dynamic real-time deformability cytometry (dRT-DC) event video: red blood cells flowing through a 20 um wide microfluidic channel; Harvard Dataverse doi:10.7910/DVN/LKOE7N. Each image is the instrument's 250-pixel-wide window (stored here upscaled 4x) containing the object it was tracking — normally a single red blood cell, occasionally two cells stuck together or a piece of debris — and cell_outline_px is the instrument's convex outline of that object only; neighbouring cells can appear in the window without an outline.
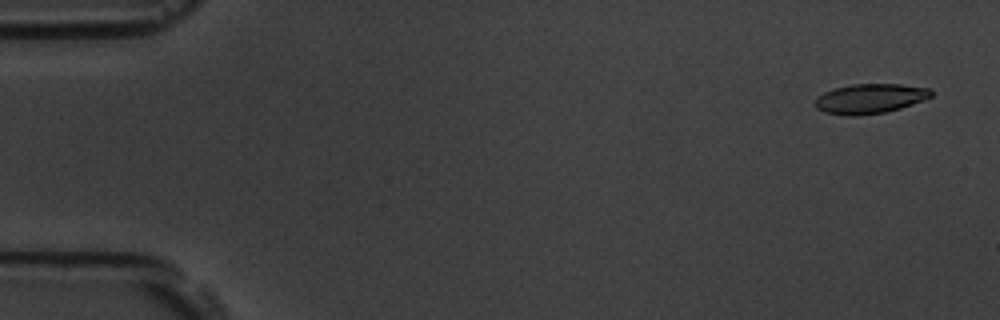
{"species": "common noctule bat (a hibernating species)", "species_latin": "Nyctalus noctula", "temperature_condition": "room temperature", "stored_images_in_passage": 53, "camera_frame_rate_fps": 3000, "um_per_image_px": 0.085, "animal": {"sex": "male", "body_mass_g": 19.5, "forearm_length_mm": 54.6}, "frame": {"image": 1, "passage_image": 1, "time_ms": 0.0, "image_size_px": [1000, 320], "cell_outline_px": [[932, 96], [912, 104], [900, 108], [884, 112], [856, 116], [848, 116], [824, 112], [816, 108], [816, 96], [824, 92], [836, 88], [852, 84], [900, 84], [932, 88]], "centroid_in_image_um": [73.95, 8.38], "position_along_channel_um": 11.1, "area_um2": 20.06}}
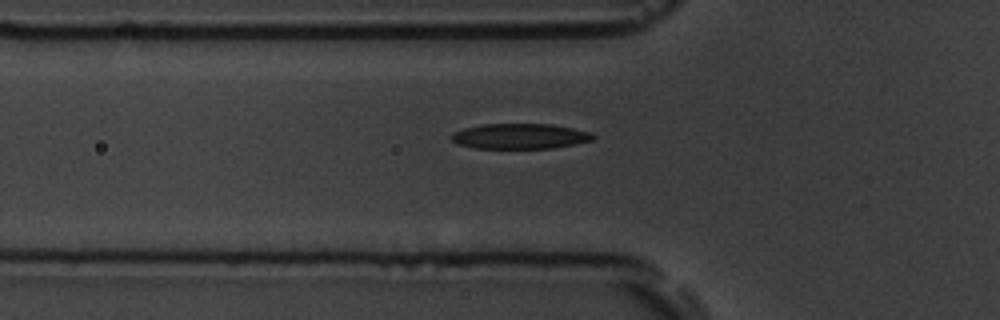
{"frame": {"image": 2, "passage_image": 17, "time_ms": 5.333, "image_size_px": [1000, 320], "cell_outline_px": [[596, 136], [592, 140], [552, 148], [476, 148], [456, 144], [448, 136], [452, 132], [464, 128], [484, 124], [552, 124], [592, 132]], "centroid_in_image_um": [44.15, 11.57], "position_along_channel_um": 81.6, "area_um2": 20.92}}
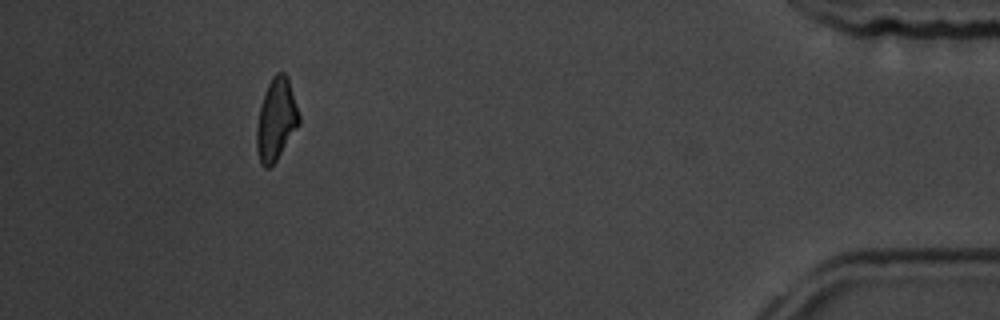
{"frame": {"image": 3, "passage_image": 48, "time_ms": 15.667, "image_size_px": [1000, 320], "cell_outline_px": [[300, 124], [276, 160], [268, 168], [264, 168], [260, 164], [256, 148], [256, 128], [260, 104], [264, 92], [272, 76], [276, 72], [284, 72], [288, 76], [300, 116]], "centroid_in_image_um": [23.46, 10.14], "position_along_channel_um": 411.7, "area_um2": 20.46}, "authors_computed_cell_mechanics": {"area_um2": 20.808, "velocity_mm_per_s": 3.7741, "shape_relaxation_time_tau1_ms": 2.2774, "shape_relaxation_time_tau2_ms": 3.1795, "deformation_change_tau1": 0.1265, "deformation_change_tau2": 0.1234}}